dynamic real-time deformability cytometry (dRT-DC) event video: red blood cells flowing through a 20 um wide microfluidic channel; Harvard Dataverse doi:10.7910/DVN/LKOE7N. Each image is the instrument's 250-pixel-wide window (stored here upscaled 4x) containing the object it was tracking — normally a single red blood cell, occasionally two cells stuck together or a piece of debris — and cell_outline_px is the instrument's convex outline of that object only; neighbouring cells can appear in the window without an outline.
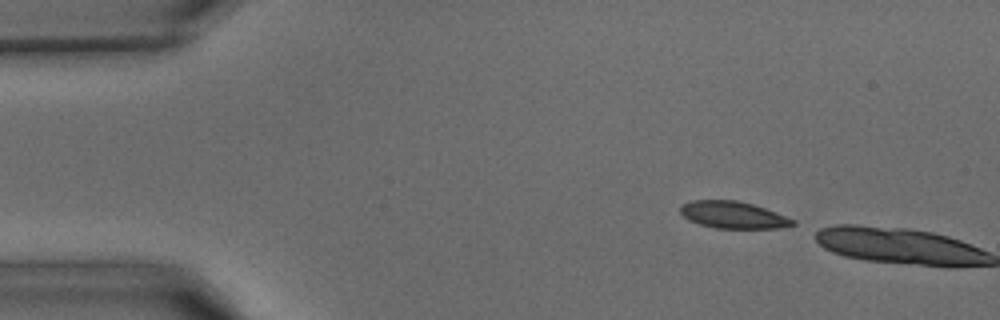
{"species": "common noctule bat (a hibernating species)", "species_latin": "Nyctalus noctula", "temperature_condition": "warm", "stored_images_in_passage": 2, "camera_frame_rate_fps": 3000, "um_per_image_px": 0.085, "animal": {"sex": "male", "body_mass_g": 15.6}, "frame": {"image": 1, "passage_image": 1, "time_ms": 0.0, "image_size_px": [1000, 320], "cell_outline_px": [[796, 224], [776, 228], [716, 228], [700, 224], [688, 220], [680, 212], [680, 204], [692, 200], [736, 200], [752, 204], [776, 212], [796, 220]], "centroid_in_image_um": [62.29, 18.26], "position_along_channel_um": 22.7, "area_um2": 17.63}}